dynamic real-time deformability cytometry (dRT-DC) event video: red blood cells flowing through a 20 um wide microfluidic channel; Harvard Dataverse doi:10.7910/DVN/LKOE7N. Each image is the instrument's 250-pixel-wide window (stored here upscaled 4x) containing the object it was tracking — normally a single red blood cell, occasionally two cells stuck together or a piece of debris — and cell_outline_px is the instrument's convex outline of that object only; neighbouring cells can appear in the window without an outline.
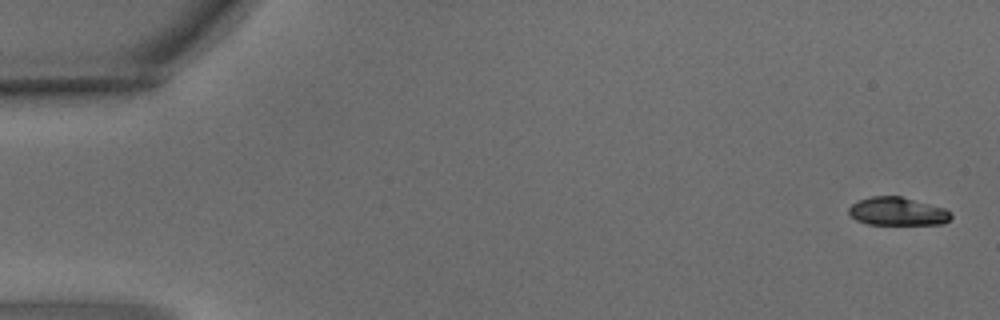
{"species": "common noctule bat (a hibernating species)", "species_latin": "Nyctalus noctula", "temperature_condition": "warm", "stored_images_in_passage": 4, "camera_frame_rate_fps": 3000, "um_per_image_px": 0.085, "animal": {"sex": "male", "body_mass_g": 15.6}, "frame": {"image": 1, "passage_image": 1, "time_ms": 0.0, "image_size_px": [1000, 320], "cell_outline_px": [[952, 216], [944, 224], [868, 224], [856, 220], [848, 212], [848, 208], [852, 204], [860, 200], [872, 196], [900, 196], [944, 208]], "centroid_in_image_um": [76.26, 17.97], "position_along_channel_um": 8.7, "area_um2": 16.53}}